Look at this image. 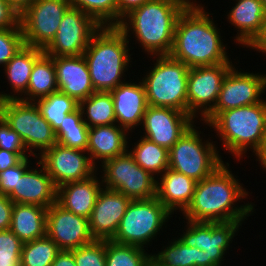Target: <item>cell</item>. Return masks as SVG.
I'll return each instance as SVG.
<instances>
[{
  "label": "cell",
  "instance_id": "obj_31",
  "mask_svg": "<svg viewBox=\"0 0 266 266\" xmlns=\"http://www.w3.org/2000/svg\"><path fill=\"white\" fill-rule=\"evenodd\" d=\"M83 121L89 128L116 124L114 102L110 91H95L79 103Z\"/></svg>",
  "mask_w": 266,
  "mask_h": 266
},
{
  "label": "cell",
  "instance_id": "obj_24",
  "mask_svg": "<svg viewBox=\"0 0 266 266\" xmlns=\"http://www.w3.org/2000/svg\"><path fill=\"white\" fill-rule=\"evenodd\" d=\"M129 132L118 124L102 125L89 128L88 146L86 151L91 162L98 167L97 163L122 155L128 151ZM97 160V161H96Z\"/></svg>",
  "mask_w": 266,
  "mask_h": 266
},
{
  "label": "cell",
  "instance_id": "obj_14",
  "mask_svg": "<svg viewBox=\"0 0 266 266\" xmlns=\"http://www.w3.org/2000/svg\"><path fill=\"white\" fill-rule=\"evenodd\" d=\"M235 63L189 68L187 101L188 114L202 121L215 107L222 80ZM199 115V116H198Z\"/></svg>",
  "mask_w": 266,
  "mask_h": 266
},
{
  "label": "cell",
  "instance_id": "obj_23",
  "mask_svg": "<svg viewBox=\"0 0 266 266\" xmlns=\"http://www.w3.org/2000/svg\"><path fill=\"white\" fill-rule=\"evenodd\" d=\"M227 21L237 29L234 42L249 48L265 31L266 12L260 0H233Z\"/></svg>",
  "mask_w": 266,
  "mask_h": 266
},
{
  "label": "cell",
  "instance_id": "obj_52",
  "mask_svg": "<svg viewBox=\"0 0 266 266\" xmlns=\"http://www.w3.org/2000/svg\"><path fill=\"white\" fill-rule=\"evenodd\" d=\"M260 37H266V27L264 33Z\"/></svg>",
  "mask_w": 266,
  "mask_h": 266
},
{
  "label": "cell",
  "instance_id": "obj_51",
  "mask_svg": "<svg viewBox=\"0 0 266 266\" xmlns=\"http://www.w3.org/2000/svg\"><path fill=\"white\" fill-rule=\"evenodd\" d=\"M260 1L262 2V5H263L264 10H265V12H266V0H260Z\"/></svg>",
  "mask_w": 266,
  "mask_h": 266
},
{
  "label": "cell",
  "instance_id": "obj_44",
  "mask_svg": "<svg viewBox=\"0 0 266 266\" xmlns=\"http://www.w3.org/2000/svg\"><path fill=\"white\" fill-rule=\"evenodd\" d=\"M31 156L29 152H10L0 149V172L17 165L23 158Z\"/></svg>",
  "mask_w": 266,
  "mask_h": 266
},
{
  "label": "cell",
  "instance_id": "obj_28",
  "mask_svg": "<svg viewBox=\"0 0 266 266\" xmlns=\"http://www.w3.org/2000/svg\"><path fill=\"white\" fill-rule=\"evenodd\" d=\"M47 209L38 205L14 203L10 230L23 243L46 236Z\"/></svg>",
  "mask_w": 266,
  "mask_h": 266
},
{
  "label": "cell",
  "instance_id": "obj_48",
  "mask_svg": "<svg viewBox=\"0 0 266 266\" xmlns=\"http://www.w3.org/2000/svg\"><path fill=\"white\" fill-rule=\"evenodd\" d=\"M256 157V159L259 162V166H261V168L264 170V172L266 171V131L264 134V139L262 142V145L260 147V149L255 153L254 155Z\"/></svg>",
  "mask_w": 266,
  "mask_h": 266
},
{
  "label": "cell",
  "instance_id": "obj_4",
  "mask_svg": "<svg viewBox=\"0 0 266 266\" xmlns=\"http://www.w3.org/2000/svg\"><path fill=\"white\" fill-rule=\"evenodd\" d=\"M129 42L117 26H103L92 36L83 56L95 91H111L126 82L133 60Z\"/></svg>",
  "mask_w": 266,
  "mask_h": 266
},
{
  "label": "cell",
  "instance_id": "obj_43",
  "mask_svg": "<svg viewBox=\"0 0 266 266\" xmlns=\"http://www.w3.org/2000/svg\"><path fill=\"white\" fill-rule=\"evenodd\" d=\"M20 15L8 4L6 0H0V29L21 27Z\"/></svg>",
  "mask_w": 266,
  "mask_h": 266
},
{
  "label": "cell",
  "instance_id": "obj_27",
  "mask_svg": "<svg viewBox=\"0 0 266 266\" xmlns=\"http://www.w3.org/2000/svg\"><path fill=\"white\" fill-rule=\"evenodd\" d=\"M43 49L29 47L24 45L3 67V73L6 75L10 85L9 93L0 91V101L19 100L27 91L29 78L34 66L35 60L43 53Z\"/></svg>",
  "mask_w": 266,
  "mask_h": 266
},
{
  "label": "cell",
  "instance_id": "obj_6",
  "mask_svg": "<svg viewBox=\"0 0 266 266\" xmlns=\"http://www.w3.org/2000/svg\"><path fill=\"white\" fill-rule=\"evenodd\" d=\"M141 80L145 86L147 104L153 107H170L188 113L187 85L189 67L169 55L152 56ZM156 61V62H155Z\"/></svg>",
  "mask_w": 266,
  "mask_h": 266
},
{
  "label": "cell",
  "instance_id": "obj_15",
  "mask_svg": "<svg viewBox=\"0 0 266 266\" xmlns=\"http://www.w3.org/2000/svg\"><path fill=\"white\" fill-rule=\"evenodd\" d=\"M101 26L80 9L70 7L64 14L53 40L43 49L52 57L80 56Z\"/></svg>",
  "mask_w": 266,
  "mask_h": 266
},
{
  "label": "cell",
  "instance_id": "obj_37",
  "mask_svg": "<svg viewBox=\"0 0 266 266\" xmlns=\"http://www.w3.org/2000/svg\"><path fill=\"white\" fill-rule=\"evenodd\" d=\"M70 7L91 16L101 27L117 26L116 0H68Z\"/></svg>",
  "mask_w": 266,
  "mask_h": 266
},
{
  "label": "cell",
  "instance_id": "obj_49",
  "mask_svg": "<svg viewBox=\"0 0 266 266\" xmlns=\"http://www.w3.org/2000/svg\"><path fill=\"white\" fill-rule=\"evenodd\" d=\"M6 1L20 15L35 0H6Z\"/></svg>",
  "mask_w": 266,
  "mask_h": 266
},
{
  "label": "cell",
  "instance_id": "obj_46",
  "mask_svg": "<svg viewBox=\"0 0 266 266\" xmlns=\"http://www.w3.org/2000/svg\"><path fill=\"white\" fill-rule=\"evenodd\" d=\"M150 0H116L117 4V26L121 23L122 19L129 14L132 10L139 8Z\"/></svg>",
  "mask_w": 266,
  "mask_h": 266
},
{
  "label": "cell",
  "instance_id": "obj_36",
  "mask_svg": "<svg viewBox=\"0 0 266 266\" xmlns=\"http://www.w3.org/2000/svg\"><path fill=\"white\" fill-rule=\"evenodd\" d=\"M61 250L47 235L23 243L20 266H51Z\"/></svg>",
  "mask_w": 266,
  "mask_h": 266
},
{
  "label": "cell",
  "instance_id": "obj_1",
  "mask_svg": "<svg viewBox=\"0 0 266 266\" xmlns=\"http://www.w3.org/2000/svg\"><path fill=\"white\" fill-rule=\"evenodd\" d=\"M229 165L228 162H224L211 175L196 183L192 202L182 213L184 220L244 221L253 215L256 204L252 201H242L248 199L249 193L244 184L240 183V179H237V175H233ZM237 201L244 204L239 206L236 204Z\"/></svg>",
  "mask_w": 266,
  "mask_h": 266
},
{
  "label": "cell",
  "instance_id": "obj_38",
  "mask_svg": "<svg viewBox=\"0 0 266 266\" xmlns=\"http://www.w3.org/2000/svg\"><path fill=\"white\" fill-rule=\"evenodd\" d=\"M76 266H106V240H96L70 250Z\"/></svg>",
  "mask_w": 266,
  "mask_h": 266
},
{
  "label": "cell",
  "instance_id": "obj_21",
  "mask_svg": "<svg viewBox=\"0 0 266 266\" xmlns=\"http://www.w3.org/2000/svg\"><path fill=\"white\" fill-rule=\"evenodd\" d=\"M35 163L38 168L30 166L7 196L13 203L49 208L56 203L57 188L42 163L38 159Z\"/></svg>",
  "mask_w": 266,
  "mask_h": 266
},
{
  "label": "cell",
  "instance_id": "obj_13",
  "mask_svg": "<svg viewBox=\"0 0 266 266\" xmlns=\"http://www.w3.org/2000/svg\"><path fill=\"white\" fill-rule=\"evenodd\" d=\"M69 8L68 0H35L19 17L25 45L44 49Z\"/></svg>",
  "mask_w": 266,
  "mask_h": 266
},
{
  "label": "cell",
  "instance_id": "obj_26",
  "mask_svg": "<svg viewBox=\"0 0 266 266\" xmlns=\"http://www.w3.org/2000/svg\"><path fill=\"white\" fill-rule=\"evenodd\" d=\"M196 183L192 178L168 168L157 178L156 197L172 214L174 211L181 214L192 202Z\"/></svg>",
  "mask_w": 266,
  "mask_h": 266
},
{
  "label": "cell",
  "instance_id": "obj_20",
  "mask_svg": "<svg viewBox=\"0 0 266 266\" xmlns=\"http://www.w3.org/2000/svg\"><path fill=\"white\" fill-rule=\"evenodd\" d=\"M127 80L110 92L115 110L116 124L132 133L141 126L148 106L146 90L142 80Z\"/></svg>",
  "mask_w": 266,
  "mask_h": 266
},
{
  "label": "cell",
  "instance_id": "obj_11",
  "mask_svg": "<svg viewBox=\"0 0 266 266\" xmlns=\"http://www.w3.org/2000/svg\"><path fill=\"white\" fill-rule=\"evenodd\" d=\"M187 224L183 234L178 238L188 247H197L205 254V266H222L225 254L235 236H237L240 226L245 221H225V222H194L184 221ZM240 227V228H239ZM223 262V263H222Z\"/></svg>",
  "mask_w": 266,
  "mask_h": 266
},
{
  "label": "cell",
  "instance_id": "obj_35",
  "mask_svg": "<svg viewBox=\"0 0 266 266\" xmlns=\"http://www.w3.org/2000/svg\"><path fill=\"white\" fill-rule=\"evenodd\" d=\"M106 266H151V254L139 246L106 240Z\"/></svg>",
  "mask_w": 266,
  "mask_h": 266
},
{
  "label": "cell",
  "instance_id": "obj_8",
  "mask_svg": "<svg viewBox=\"0 0 266 266\" xmlns=\"http://www.w3.org/2000/svg\"><path fill=\"white\" fill-rule=\"evenodd\" d=\"M171 217L172 213L156 196L150 199L131 200L112 241L148 248Z\"/></svg>",
  "mask_w": 266,
  "mask_h": 266
},
{
  "label": "cell",
  "instance_id": "obj_2",
  "mask_svg": "<svg viewBox=\"0 0 266 266\" xmlns=\"http://www.w3.org/2000/svg\"><path fill=\"white\" fill-rule=\"evenodd\" d=\"M198 3L193 0L179 15L169 56L189 68L232 63L213 14Z\"/></svg>",
  "mask_w": 266,
  "mask_h": 266
},
{
  "label": "cell",
  "instance_id": "obj_30",
  "mask_svg": "<svg viewBox=\"0 0 266 266\" xmlns=\"http://www.w3.org/2000/svg\"><path fill=\"white\" fill-rule=\"evenodd\" d=\"M168 242L158 253H151V266H205L203 250L186 246L178 237Z\"/></svg>",
  "mask_w": 266,
  "mask_h": 266
},
{
  "label": "cell",
  "instance_id": "obj_7",
  "mask_svg": "<svg viewBox=\"0 0 266 266\" xmlns=\"http://www.w3.org/2000/svg\"><path fill=\"white\" fill-rule=\"evenodd\" d=\"M196 123L169 150L168 168L199 182L211 175L224 161L217 149L218 143L211 137L204 140L203 133L198 130L200 126L196 127Z\"/></svg>",
  "mask_w": 266,
  "mask_h": 266
},
{
  "label": "cell",
  "instance_id": "obj_18",
  "mask_svg": "<svg viewBox=\"0 0 266 266\" xmlns=\"http://www.w3.org/2000/svg\"><path fill=\"white\" fill-rule=\"evenodd\" d=\"M46 235L60 250H73L94 240L89 230V219L63 209L57 203L47 209Z\"/></svg>",
  "mask_w": 266,
  "mask_h": 266
},
{
  "label": "cell",
  "instance_id": "obj_33",
  "mask_svg": "<svg viewBox=\"0 0 266 266\" xmlns=\"http://www.w3.org/2000/svg\"><path fill=\"white\" fill-rule=\"evenodd\" d=\"M89 127L83 121L81 109L67 114L60 127L55 131L57 143L68 147L86 151L88 146Z\"/></svg>",
  "mask_w": 266,
  "mask_h": 266
},
{
  "label": "cell",
  "instance_id": "obj_39",
  "mask_svg": "<svg viewBox=\"0 0 266 266\" xmlns=\"http://www.w3.org/2000/svg\"><path fill=\"white\" fill-rule=\"evenodd\" d=\"M23 242L10 230H0V266H20Z\"/></svg>",
  "mask_w": 266,
  "mask_h": 266
},
{
  "label": "cell",
  "instance_id": "obj_47",
  "mask_svg": "<svg viewBox=\"0 0 266 266\" xmlns=\"http://www.w3.org/2000/svg\"><path fill=\"white\" fill-rule=\"evenodd\" d=\"M51 266H76L73 253L67 250H61Z\"/></svg>",
  "mask_w": 266,
  "mask_h": 266
},
{
  "label": "cell",
  "instance_id": "obj_17",
  "mask_svg": "<svg viewBox=\"0 0 266 266\" xmlns=\"http://www.w3.org/2000/svg\"><path fill=\"white\" fill-rule=\"evenodd\" d=\"M194 120L188 113L170 107L147 106L142 126L143 136L170 150L173 144L189 129ZM145 134V135H144Z\"/></svg>",
  "mask_w": 266,
  "mask_h": 266
},
{
  "label": "cell",
  "instance_id": "obj_5",
  "mask_svg": "<svg viewBox=\"0 0 266 266\" xmlns=\"http://www.w3.org/2000/svg\"><path fill=\"white\" fill-rule=\"evenodd\" d=\"M202 124L214 128L222 150L239 162L248 150L254 155L262 145L266 131V97L256 104L221 111L209 124Z\"/></svg>",
  "mask_w": 266,
  "mask_h": 266
},
{
  "label": "cell",
  "instance_id": "obj_34",
  "mask_svg": "<svg viewBox=\"0 0 266 266\" xmlns=\"http://www.w3.org/2000/svg\"><path fill=\"white\" fill-rule=\"evenodd\" d=\"M39 107L44 119L56 131L64 117L79 108V103L61 91L51 93L45 98L39 99L35 102Z\"/></svg>",
  "mask_w": 266,
  "mask_h": 266
},
{
  "label": "cell",
  "instance_id": "obj_22",
  "mask_svg": "<svg viewBox=\"0 0 266 266\" xmlns=\"http://www.w3.org/2000/svg\"><path fill=\"white\" fill-rule=\"evenodd\" d=\"M54 67L58 91L67 94L78 103L95 92L83 55L54 57Z\"/></svg>",
  "mask_w": 266,
  "mask_h": 266
},
{
  "label": "cell",
  "instance_id": "obj_10",
  "mask_svg": "<svg viewBox=\"0 0 266 266\" xmlns=\"http://www.w3.org/2000/svg\"><path fill=\"white\" fill-rule=\"evenodd\" d=\"M99 169L102 185L106 189L123 193L131 200L156 196L157 178L140 167L129 151L106 160L97 167Z\"/></svg>",
  "mask_w": 266,
  "mask_h": 266
},
{
  "label": "cell",
  "instance_id": "obj_25",
  "mask_svg": "<svg viewBox=\"0 0 266 266\" xmlns=\"http://www.w3.org/2000/svg\"><path fill=\"white\" fill-rule=\"evenodd\" d=\"M97 173L82 180L66 183L57 188L56 203L63 209L89 219L98 194L103 188Z\"/></svg>",
  "mask_w": 266,
  "mask_h": 266
},
{
  "label": "cell",
  "instance_id": "obj_50",
  "mask_svg": "<svg viewBox=\"0 0 266 266\" xmlns=\"http://www.w3.org/2000/svg\"><path fill=\"white\" fill-rule=\"evenodd\" d=\"M251 50H256L258 53L266 55V37H259L250 47Z\"/></svg>",
  "mask_w": 266,
  "mask_h": 266
},
{
  "label": "cell",
  "instance_id": "obj_41",
  "mask_svg": "<svg viewBox=\"0 0 266 266\" xmlns=\"http://www.w3.org/2000/svg\"><path fill=\"white\" fill-rule=\"evenodd\" d=\"M30 157L23 158L17 165L0 172V193L8 195L14 187H17L18 180L30 167Z\"/></svg>",
  "mask_w": 266,
  "mask_h": 266
},
{
  "label": "cell",
  "instance_id": "obj_19",
  "mask_svg": "<svg viewBox=\"0 0 266 266\" xmlns=\"http://www.w3.org/2000/svg\"><path fill=\"white\" fill-rule=\"evenodd\" d=\"M131 199L123 193L102 188L89 218V230L96 240H112Z\"/></svg>",
  "mask_w": 266,
  "mask_h": 266
},
{
  "label": "cell",
  "instance_id": "obj_3",
  "mask_svg": "<svg viewBox=\"0 0 266 266\" xmlns=\"http://www.w3.org/2000/svg\"><path fill=\"white\" fill-rule=\"evenodd\" d=\"M192 1L151 0L132 10L117 27L128 40L133 35L148 55H169L177 19Z\"/></svg>",
  "mask_w": 266,
  "mask_h": 266
},
{
  "label": "cell",
  "instance_id": "obj_29",
  "mask_svg": "<svg viewBox=\"0 0 266 266\" xmlns=\"http://www.w3.org/2000/svg\"><path fill=\"white\" fill-rule=\"evenodd\" d=\"M58 91L54 57L43 52L34 63L26 93L19 99L36 102Z\"/></svg>",
  "mask_w": 266,
  "mask_h": 266
},
{
  "label": "cell",
  "instance_id": "obj_12",
  "mask_svg": "<svg viewBox=\"0 0 266 266\" xmlns=\"http://www.w3.org/2000/svg\"><path fill=\"white\" fill-rule=\"evenodd\" d=\"M233 66L222 80L214 109L201 121L209 124L221 111L262 102L266 91V74L242 72ZM237 69V70H236Z\"/></svg>",
  "mask_w": 266,
  "mask_h": 266
},
{
  "label": "cell",
  "instance_id": "obj_42",
  "mask_svg": "<svg viewBox=\"0 0 266 266\" xmlns=\"http://www.w3.org/2000/svg\"><path fill=\"white\" fill-rule=\"evenodd\" d=\"M0 149L10 152H28L20 135L0 116Z\"/></svg>",
  "mask_w": 266,
  "mask_h": 266
},
{
  "label": "cell",
  "instance_id": "obj_16",
  "mask_svg": "<svg viewBox=\"0 0 266 266\" xmlns=\"http://www.w3.org/2000/svg\"><path fill=\"white\" fill-rule=\"evenodd\" d=\"M38 158L56 188L66 183L85 180L98 171L87 151L68 148L58 143L46 149Z\"/></svg>",
  "mask_w": 266,
  "mask_h": 266
},
{
  "label": "cell",
  "instance_id": "obj_9",
  "mask_svg": "<svg viewBox=\"0 0 266 266\" xmlns=\"http://www.w3.org/2000/svg\"><path fill=\"white\" fill-rule=\"evenodd\" d=\"M0 116L20 135L27 151L32 155L31 159L34 156L33 159H38L46 149L57 143L55 131L44 119L35 102L0 101Z\"/></svg>",
  "mask_w": 266,
  "mask_h": 266
},
{
  "label": "cell",
  "instance_id": "obj_45",
  "mask_svg": "<svg viewBox=\"0 0 266 266\" xmlns=\"http://www.w3.org/2000/svg\"><path fill=\"white\" fill-rule=\"evenodd\" d=\"M13 205L8 196L0 193V230L10 229Z\"/></svg>",
  "mask_w": 266,
  "mask_h": 266
},
{
  "label": "cell",
  "instance_id": "obj_32",
  "mask_svg": "<svg viewBox=\"0 0 266 266\" xmlns=\"http://www.w3.org/2000/svg\"><path fill=\"white\" fill-rule=\"evenodd\" d=\"M132 147L128 148V151L133 156L135 162L156 178L168 169L169 150L166 148L157 145L143 136Z\"/></svg>",
  "mask_w": 266,
  "mask_h": 266
},
{
  "label": "cell",
  "instance_id": "obj_40",
  "mask_svg": "<svg viewBox=\"0 0 266 266\" xmlns=\"http://www.w3.org/2000/svg\"><path fill=\"white\" fill-rule=\"evenodd\" d=\"M25 45L21 27L0 29V68Z\"/></svg>",
  "mask_w": 266,
  "mask_h": 266
}]
</instances>
